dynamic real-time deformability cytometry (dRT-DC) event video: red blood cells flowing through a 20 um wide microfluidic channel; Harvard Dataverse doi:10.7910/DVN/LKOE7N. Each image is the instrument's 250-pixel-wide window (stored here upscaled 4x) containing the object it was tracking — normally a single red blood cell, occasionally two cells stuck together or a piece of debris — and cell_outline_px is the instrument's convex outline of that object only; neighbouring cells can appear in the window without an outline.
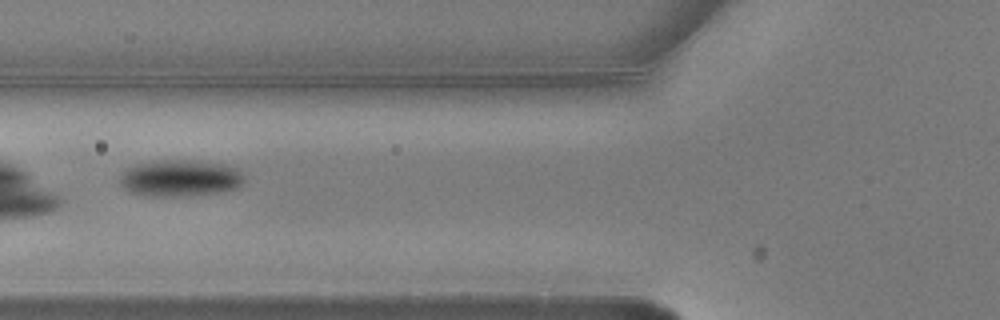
{"species": "common noctule bat (a hibernating species)", "species_latin": "Nyctalus noctula", "temperature_condition": "warm", "stored_images_in_passage": 9, "camera_frame_rate_fps": 3000, "um_per_image_px": 0.085, "animal": {"sex": "male", "body_mass_g": 20.5, "forearm_length_mm": 52.5}, "frame": {"image": 1, "passage_image": 7, "time_ms": 2.0, "image_size_px": [1000, 320], "cell_outline_px": [[244, 180], [240, 188], [224, 192], [188, 196], [144, 196], [128, 192], [120, 184], [120, 176], [128, 168], [136, 164], [160, 160], [196, 160], [228, 164], [240, 168], [244, 176]], "centroid_in_image_um": [15.39, 15.15], "position_along_channel_um": 110.4, "area_um2": 27.28}}
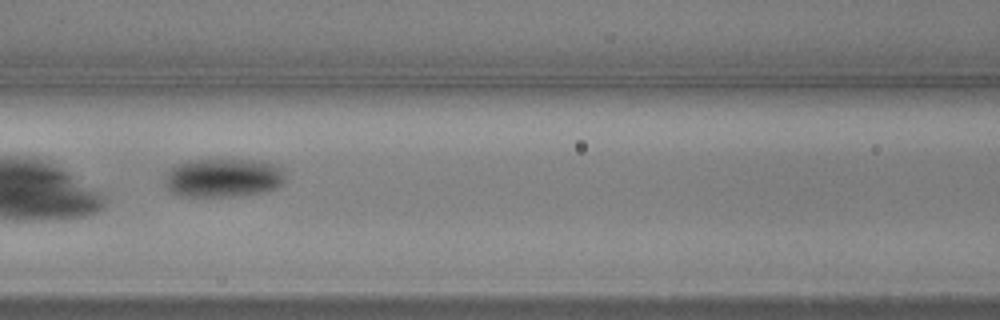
{"frame": {"image": 2, "passage_image": 8, "time_ms": 2.333, "image_size_px": [1000, 320], "cell_outline_px": [[284, 184], [268, 192], [240, 196], [184, 196], [168, 192], [164, 184], [164, 180], [168, 172], [176, 164], [188, 160], [252, 160], [272, 164], [284, 172]], "centroid_in_image_um": [18.95, 15.14], "position_along_channel_um": 147.7, "area_um2": 27.34}}
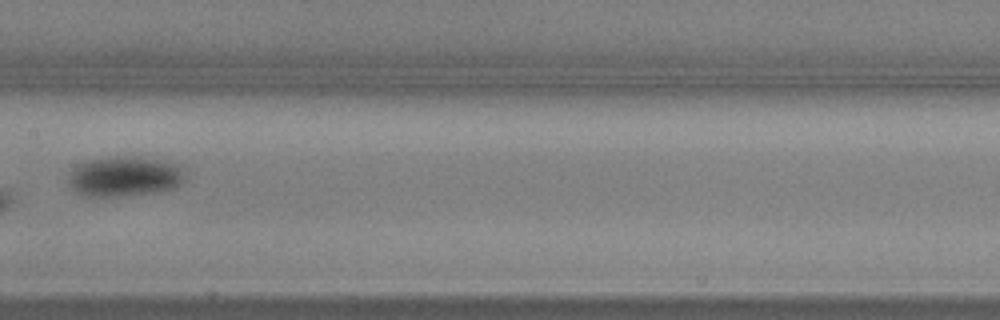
{"frame": {"image": 3, "passage_image": 9, "time_ms": 2.667, "image_size_px": [1000, 320], "cell_outline_px": [[188, 180], [176, 188], [156, 192], [120, 196], [80, 196], [68, 184], [68, 180], [72, 172], [80, 164], [92, 160], [144, 160], [180, 164]], "centroid_in_image_um": [10.65, 15.09], "position_along_channel_um": 196.8, "area_um2": 25.95}}